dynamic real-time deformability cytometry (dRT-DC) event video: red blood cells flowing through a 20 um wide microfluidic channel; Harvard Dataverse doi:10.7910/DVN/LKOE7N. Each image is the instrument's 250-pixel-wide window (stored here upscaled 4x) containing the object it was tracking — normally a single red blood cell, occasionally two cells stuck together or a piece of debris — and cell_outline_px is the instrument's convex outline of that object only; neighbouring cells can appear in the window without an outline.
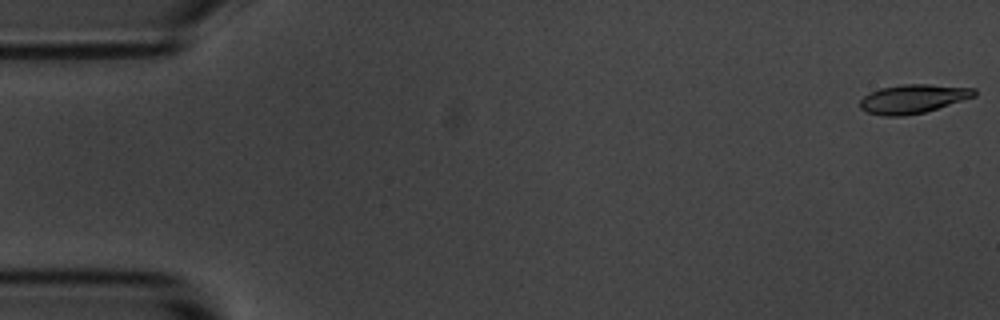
{"species": "common noctule bat (a hibernating species)", "species_latin": "Nyctalus noctula", "temperature_condition": "room temperature", "stored_images_in_passage": 4, "camera_frame_rate_fps": 3000, "um_per_image_px": 0.085, "animal": {"sex": "male", "body_mass_g": 20.1, "forearm_length_mm": 53.5}, "frame": {"image": 1, "passage_image": 1, "time_ms": 0.0, "image_size_px": [1000, 320], "cell_outline_px": [[976, 96], [924, 112], [904, 116], [884, 116], [868, 112], [860, 108], [860, 100], [868, 92], [880, 88], [904, 84], [928, 84], [976, 88]], "centroid_in_image_um": [77.59, 8.39], "position_along_channel_um": 7.4, "area_um2": 19.19}}